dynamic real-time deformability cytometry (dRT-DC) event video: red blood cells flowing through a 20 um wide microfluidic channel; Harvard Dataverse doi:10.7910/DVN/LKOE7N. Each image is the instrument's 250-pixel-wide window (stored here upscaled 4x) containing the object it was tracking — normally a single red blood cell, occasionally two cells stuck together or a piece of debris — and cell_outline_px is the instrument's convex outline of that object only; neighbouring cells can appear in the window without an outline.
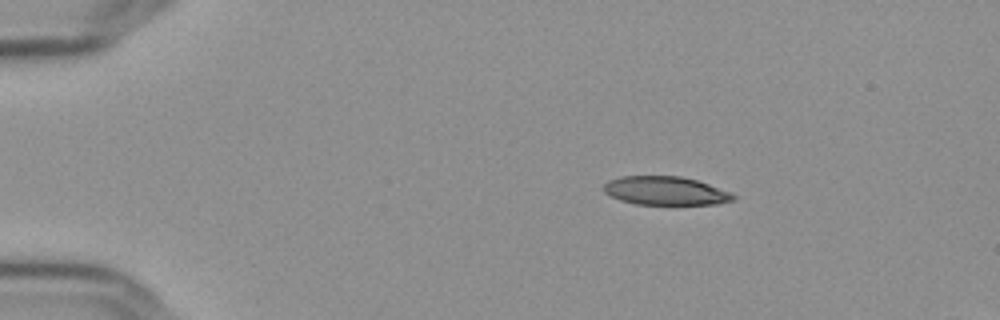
{"species": "Egyptian fruit bat (a non-hibernating species)", "species_latin": "Rousettus aegyptiacus", "temperature_condition": "cold", "stored_images_in_passage": 47, "camera_frame_rate_fps": 3000, "um_per_image_px": 0.085, "frame": {"image": 1, "passage_image": 1, "time_ms": 0.0, "image_size_px": [1000, 320], "cell_outline_px": [[736, 200], [720, 204], [636, 204], [620, 200], [604, 192], [600, 188], [608, 180], [620, 176], [680, 176], [696, 180], [732, 192], [736, 196]], "centroid_in_image_um": [56.57, 16.21], "position_along_channel_um": 28.4, "area_um2": 21.73}}
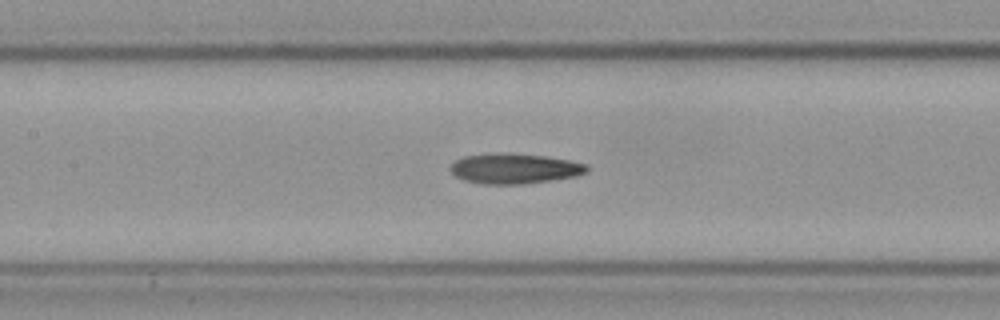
{"frame": {"image": 2, "passage_image": 18, "time_ms": 5.667, "image_size_px": [1000, 320], "cell_outline_px": [[588, 172], [576, 176], [520, 184], [484, 184], [464, 180], [456, 176], [448, 168], [456, 160], [464, 156], [492, 152], [544, 156], [568, 160], [588, 164]], "centroid_in_image_um": [43.71, 14.32], "position_along_channel_um": 163.7, "area_um2": 23.87}}
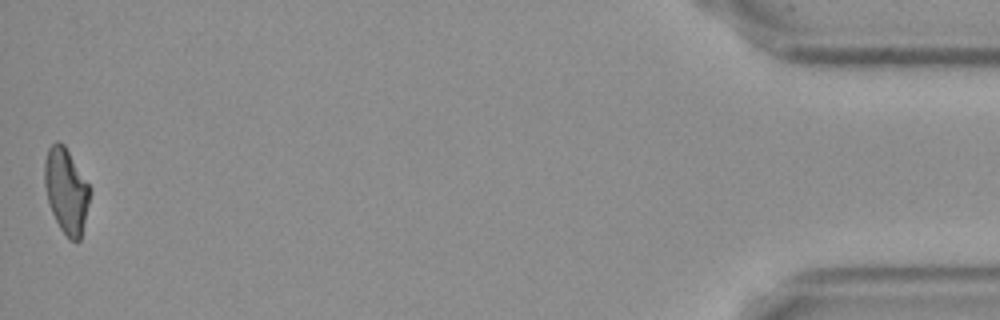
{"frame": {"image": 3, "passage_image": 47, "time_ms": 15.333, "image_size_px": [1000, 320], "cell_outline_px": [[92, 192], [80, 240], [72, 240], [60, 228], [52, 212], [48, 200], [44, 184], [44, 160], [48, 148], [56, 140], [64, 144], [92, 188]], "centroid_in_image_um": [5.64, 16.16], "position_along_channel_um": 429.6, "area_um2": 22.54}, "authors_computed_cell_mechanics": {"area_um2": 23.2356, "velocity_mm_per_s": 3.6404, "shape_relaxation_time_tau1_ms": null, "shape_relaxation_time_tau2_ms": 4.1004, "deformation_change_tau1": null, "deformation_change_tau2": 0.1203}}